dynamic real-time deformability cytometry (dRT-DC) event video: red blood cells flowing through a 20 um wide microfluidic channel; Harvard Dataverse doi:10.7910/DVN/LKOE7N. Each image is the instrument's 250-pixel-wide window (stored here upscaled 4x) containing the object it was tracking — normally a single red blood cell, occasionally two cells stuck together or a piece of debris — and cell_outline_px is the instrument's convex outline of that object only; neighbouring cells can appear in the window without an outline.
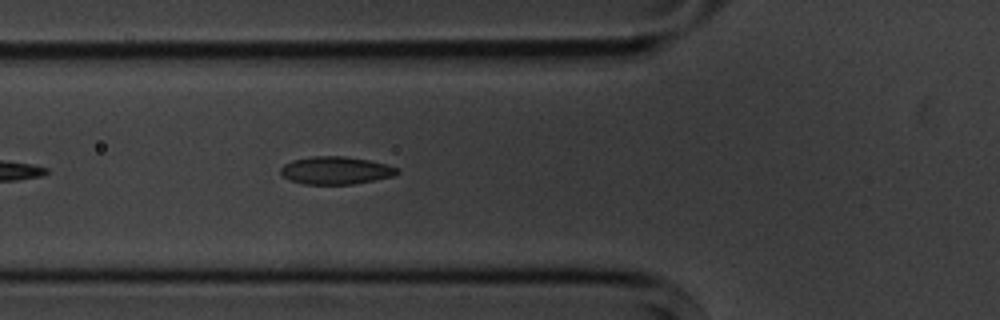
{"species": "common noctule bat (a hibernating species)", "species_latin": "Nyctalus noctula", "temperature_condition": "cold", "stored_images_in_passage": 6, "camera_frame_rate_fps": 3000, "um_per_image_px": 0.085, "animal": {"sex": "male", "body_mass_g": 20.1, "forearm_length_mm": 53.5}, "frame": {"image": 1, "passage_image": 6, "time_ms": 5.667, "image_size_px": [1000, 320], "cell_outline_px": [[400, 172], [396, 176], [352, 184], [304, 184], [288, 180], [280, 172], [280, 168], [284, 164], [292, 160], [312, 156], [344, 156], [368, 160], [388, 164], [400, 168]], "centroid_in_image_um": [28.57, 14.48], "position_along_channel_um": 97.2, "area_um2": 19.02}}